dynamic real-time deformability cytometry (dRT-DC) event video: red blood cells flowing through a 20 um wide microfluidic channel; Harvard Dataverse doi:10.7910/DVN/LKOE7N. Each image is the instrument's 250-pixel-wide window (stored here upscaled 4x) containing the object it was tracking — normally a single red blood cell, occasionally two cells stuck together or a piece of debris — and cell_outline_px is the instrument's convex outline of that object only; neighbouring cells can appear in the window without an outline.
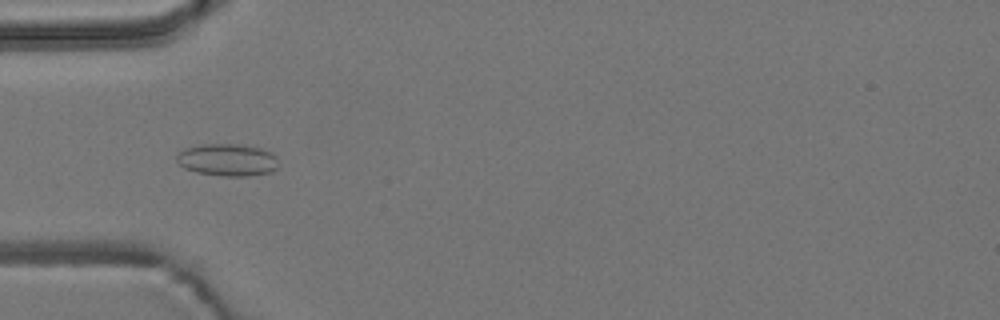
{"species": "common noctule bat (a hibernating species)", "species_latin": "Nyctalus noctula", "temperature_condition": "room temperature", "stored_images_in_passage": 7, "camera_frame_rate_fps": 3000, "um_per_image_px": 0.085, "animal": {"sex": "male", "body_mass_g": 19.2, "forearm_length_mm": 51.8}, "frame": {"image": 1, "passage_image": 4, "time_ms": 1.0, "image_size_px": [1000, 320], "cell_outline_px": [[276, 168], [272, 172], [248, 176], [224, 176], [196, 172], [184, 168], [176, 160], [176, 156], [184, 148], [200, 144], [244, 144], [260, 148], [272, 152], [276, 156]], "centroid_in_image_um": [19.33, 13.58], "position_along_channel_um": 65.7, "area_um2": 19.25}}
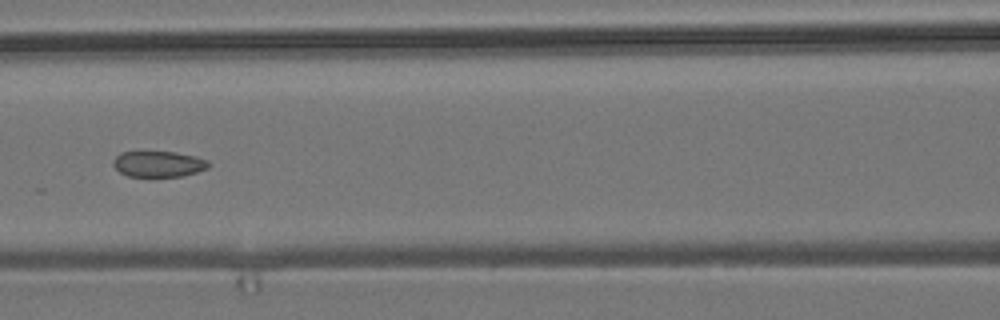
{"frame": {"image": 2, "passage_image": 6, "time_ms": 1.667, "image_size_px": [1000, 320], "cell_outline_px": [[212, 164], [208, 168], [184, 176], [128, 176], [120, 172], [112, 164], [112, 160], [120, 152], [176, 152], [196, 156], [208, 160]], "centroid_in_image_um": [13.5, 13.93], "position_along_channel_um": 153.1, "area_um2": 14.45}}
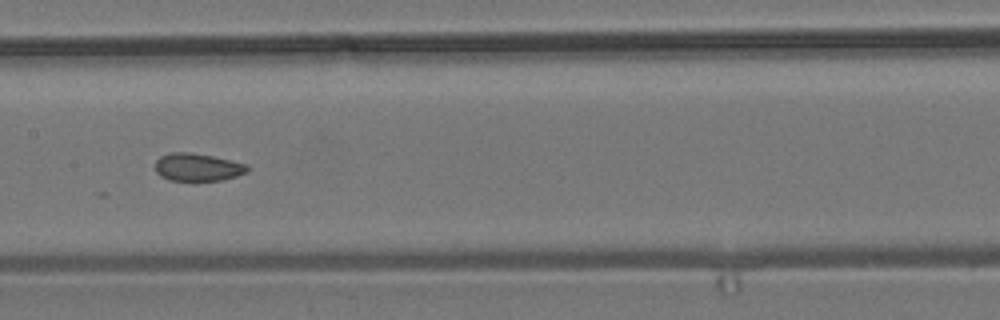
{"frame": {"image": 3, "passage_image": 7, "time_ms": 2.0, "image_size_px": [1000, 320], "cell_outline_px": [[248, 172], [224, 180], [168, 180], [160, 176], [156, 172], [156, 160], [160, 156], [172, 152], [192, 152], [212, 156], [248, 164]], "centroid_in_image_um": [16.8, 14.2], "position_along_channel_um": 190.6, "area_um2": 14.91}}